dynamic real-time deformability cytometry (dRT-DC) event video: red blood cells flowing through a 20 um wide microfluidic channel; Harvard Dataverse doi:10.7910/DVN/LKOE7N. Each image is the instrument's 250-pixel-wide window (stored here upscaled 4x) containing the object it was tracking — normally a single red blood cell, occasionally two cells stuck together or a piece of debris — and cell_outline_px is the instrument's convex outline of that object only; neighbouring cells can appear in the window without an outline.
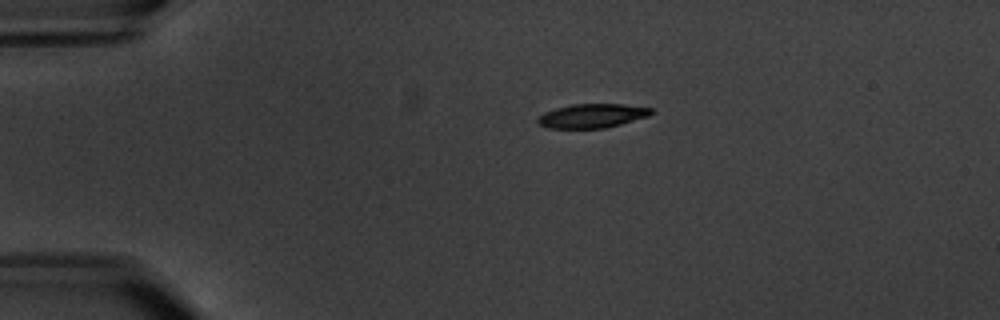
{"species": "common noctule bat (a hibernating species)", "species_latin": "Nyctalus noctula", "temperature_condition": "warm", "stored_images_in_passage": 9, "camera_frame_rate_fps": 3000, "um_per_image_px": 0.085, "animal": {"sex": "male", "body_mass_g": 20.1, "forearm_length_mm": 53.5}, "frame": {"image": 1, "passage_image": 4, "time_ms": 3.667, "image_size_px": [1000, 320], "cell_outline_px": [[656, 112], [648, 116], [620, 124], [604, 128], [548, 128], [540, 124], [536, 120], [544, 112], [556, 108], [572, 104], [624, 104], [652, 108]], "centroid_in_image_um": [50.36, 9.83], "position_along_channel_um": 34.6, "area_um2": 15.84}}
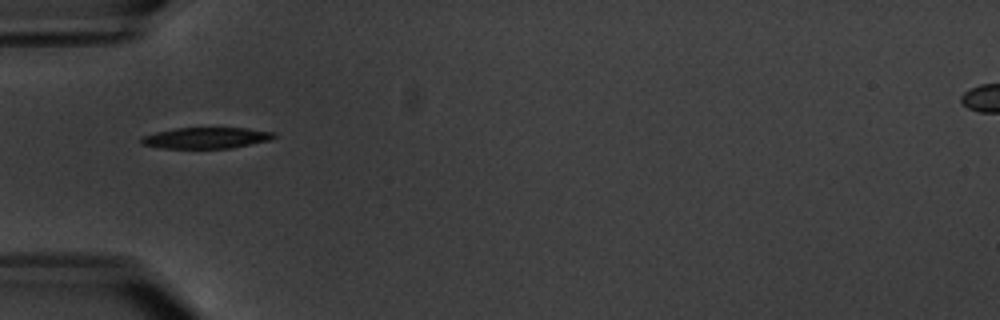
{"frame": {"image": 2, "passage_image": 6, "time_ms": 6.0, "image_size_px": [1000, 320], "cell_outline_px": [[276, 136], [272, 140], [232, 148], [160, 148], [140, 144], [140, 136], [156, 132], [176, 128], [248, 128], [276, 132]], "centroid_in_image_um": [17.53, 11.72], "position_along_channel_um": 67.5, "area_um2": 16.53}}
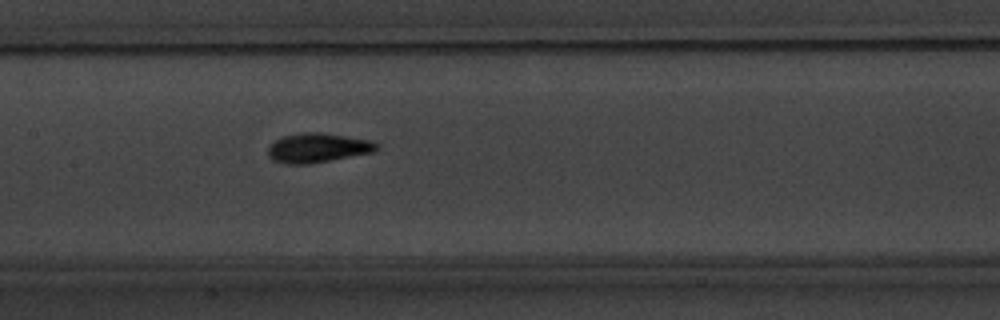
{"frame": {"image": 3, "passage_image": 9, "time_ms": 9.333, "image_size_px": [1000, 320], "cell_outline_px": [[380, 148], [372, 152], [308, 164], [284, 164], [272, 160], [268, 156], [268, 148], [276, 140], [284, 136], [304, 132], [320, 132], [368, 140], [380, 144]], "centroid_in_image_um": [26.99, 12.57], "position_along_channel_um": 180.4, "area_um2": 18.38}}